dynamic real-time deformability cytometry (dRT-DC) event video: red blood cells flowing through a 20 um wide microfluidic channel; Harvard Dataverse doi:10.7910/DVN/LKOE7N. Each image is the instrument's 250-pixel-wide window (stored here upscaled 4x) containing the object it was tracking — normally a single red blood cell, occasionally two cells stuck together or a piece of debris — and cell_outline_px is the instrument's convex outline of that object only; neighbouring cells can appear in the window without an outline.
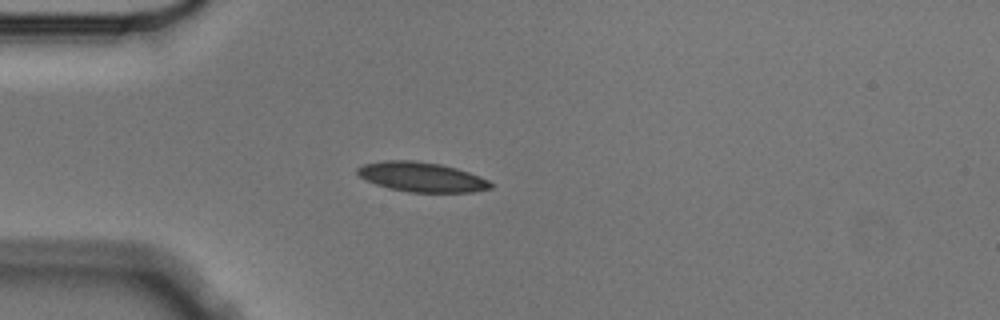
{"species": "Egyptian fruit bat (a non-hibernating species)", "species_latin": "Rousettus aegyptiacus", "temperature_condition": "cold", "stored_images_in_passage": 4, "camera_frame_rate_fps": 3000, "um_per_image_px": 0.085, "animal": {"sex": "male"}, "frame": {"image": 1, "passage_image": 4, "time_ms": 1.0, "image_size_px": [1000, 320], "cell_outline_px": [[492, 188], [472, 192], [408, 192], [388, 188], [376, 184], [360, 176], [356, 172], [356, 168], [364, 164], [384, 160], [412, 160], [440, 164], [456, 168], [480, 176], [488, 180], [492, 184]], "centroid_in_image_um": [35.84, 15.04], "position_along_channel_um": 49.2, "area_um2": 22.95}}